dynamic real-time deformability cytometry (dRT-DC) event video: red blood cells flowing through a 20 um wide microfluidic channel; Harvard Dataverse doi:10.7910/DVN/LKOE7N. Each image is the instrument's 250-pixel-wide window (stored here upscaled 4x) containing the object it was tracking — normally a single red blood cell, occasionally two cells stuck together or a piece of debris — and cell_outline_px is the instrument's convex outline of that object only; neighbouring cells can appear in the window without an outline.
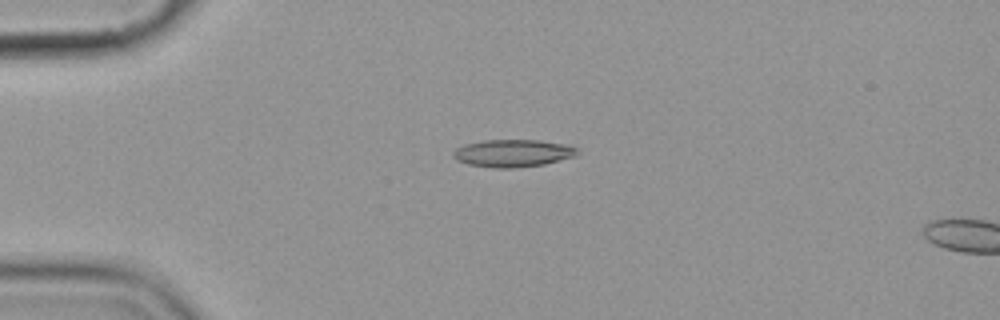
{"species": "common noctule bat (a hibernating species)", "species_latin": "Nyctalus noctula", "temperature_condition": "cold", "stored_images_in_passage": 3, "camera_frame_rate_fps": 3000, "um_per_image_px": 0.085, "animal": {"sex": "female", "body_mass_g": 19.9}, "frame": {"image": 1, "passage_image": 1, "time_ms": 0.0, "image_size_px": [1000, 320], "cell_outline_px": [[580, 152], [576, 156], [544, 164], [516, 168], [492, 168], [468, 164], [456, 160], [452, 156], [452, 152], [456, 148], [464, 144], [484, 140], [540, 140], [568, 144], [576, 148]], "centroid_in_image_um": [43.59, 13.02], "position_along_channel_um": 41.4, "area_um2": 20.11}}
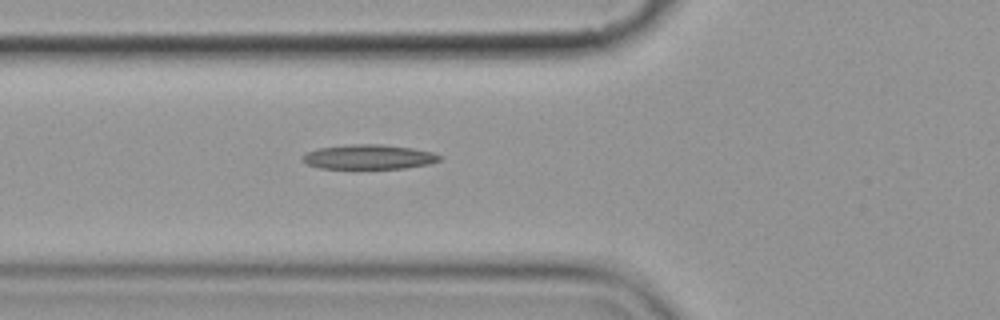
{"frame": {"image": 2, "passage_image": 3, "time_ms": 2.333, "image_size_px": [1000, 320], "cell_outline_px": [[444, 156], [440, 160], [428, 164], [404, 168], [320, 168], [308, 164], [300, 156], [304, 152], [316, 148], [352, 144], [380, 144], [412, 148], [432, 152]], "centroid_in_image_um": [31.33, 13.33], "position_along_channel_um": 94.5, "area_um2": 19.65}}